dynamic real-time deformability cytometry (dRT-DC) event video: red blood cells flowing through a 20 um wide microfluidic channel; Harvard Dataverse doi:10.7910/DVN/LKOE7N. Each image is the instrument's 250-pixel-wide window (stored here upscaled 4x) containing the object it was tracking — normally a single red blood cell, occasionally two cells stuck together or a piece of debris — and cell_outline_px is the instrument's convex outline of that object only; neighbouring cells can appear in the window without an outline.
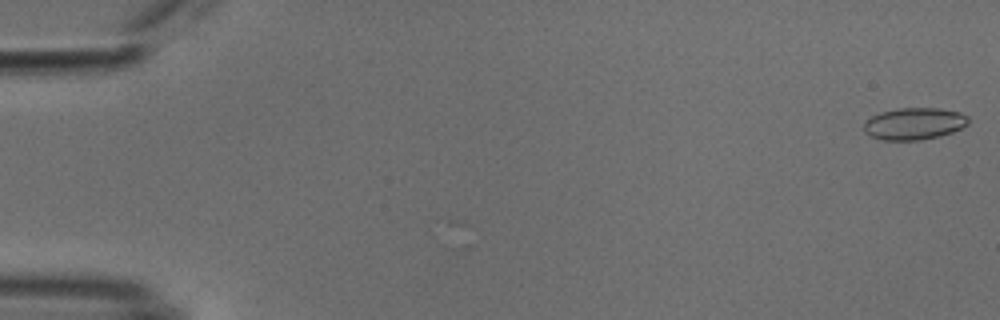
{"species": "common noctule bat (a hibernating species)", "species_latin": "Nyctalus noctula", "temperature_condition": "cold", "stored_images_in_passage": 53, "camera_frame_rate_fps": 3000, "um_per_image_px": 0.085, "animal": {"sex": "male", "body_mass_g": 18.8}, "frame": {"image": 1, "passage_image": 1, "time_ms": 0.0, "image_size_px": [1000, 320], "cell_outline_px": [[968, 124], [952, 132], [940, 136], [920, 140], [880, 140], [868, 136], [864, 132], [864, 124], [872, 116], [880, 112], [900, 108], [940, 108], [960, 112], [968, 116]], "centroid_in_image_um": [77.69, 10.52], "position_along_channel_um": 7.3, "area_um2": 19.54}}
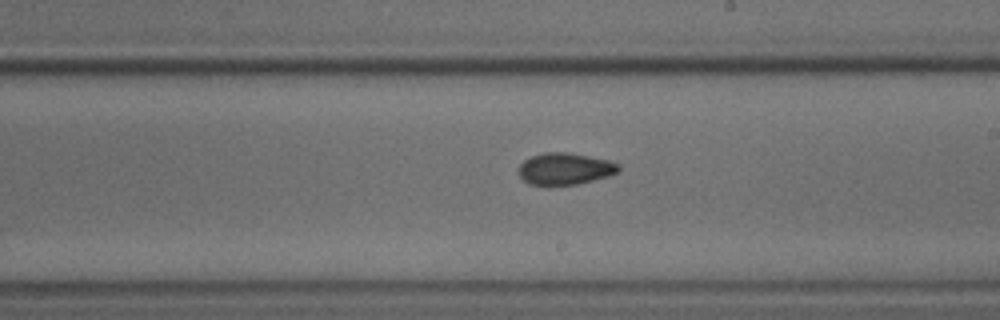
{"frame": {"image": 2, "passage_image": 31, "time_ms": 10.0, "image_size_px": [1000, 320], "cell_outline_px": [[620, 168], [616, 172], [608, 176], [576, 184], [528, 184], [520, 176], [520, 164], [524, 160], [532, 156], [544, 152], [568, 152], [608, 160], [620, 164]], "centroid_in_image_um": [48.03, 14.33], "position_along_channel_um": 241.0, "area_um2": 18.15}}
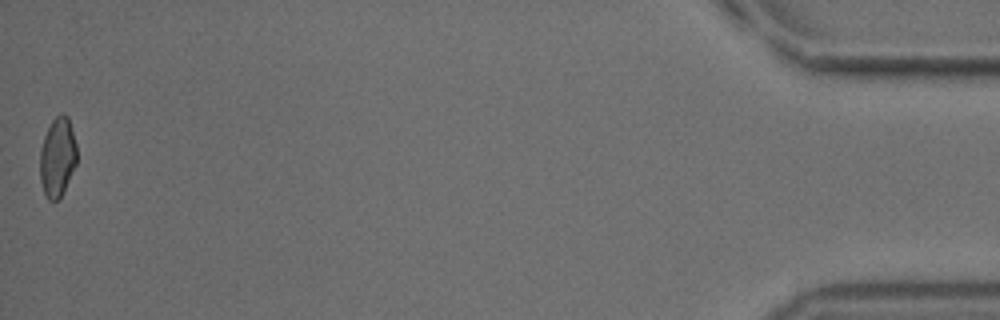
{"frame": {"image": 3, "passage_image": 53, "time_ms": 17.333, "image_size_px": [1000, 320], "cell_outline_px": [[76, 164], [60, 196], [56, 200], [48, 200], [44, 192], [40, 180], [40, 148], [44, 136], [52, 120], [60, 112], [64, 112], [68, 116], [76, 144]], "centroid_in_image_um": [4.87, 13.3], "position_along_channel_um": 430.3, "area_um2": 16.88}, "authors_computed_cell_mechanics": {"area_um2": 18.496, "velocity_mm_per_s": 3.8189, "shape_relaxation_time_tau1_ms": 5.5489, "shape_relaxation_time_tau2_ms": 2.0139, "deformation_change_tau1": 0.1066, "deformation_change_tau2": 0.0625}}